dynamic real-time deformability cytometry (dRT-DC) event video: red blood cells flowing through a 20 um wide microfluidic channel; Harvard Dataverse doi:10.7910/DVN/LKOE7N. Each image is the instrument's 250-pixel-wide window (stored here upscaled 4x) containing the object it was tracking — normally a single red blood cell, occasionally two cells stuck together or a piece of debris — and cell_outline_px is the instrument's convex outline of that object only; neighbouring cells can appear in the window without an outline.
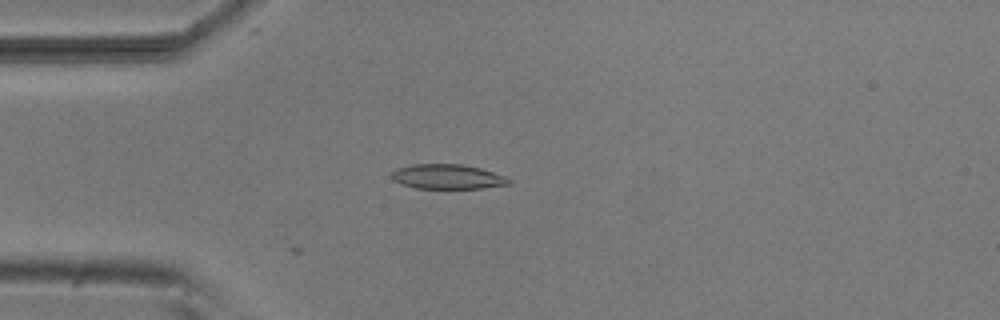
{"species": "common noctule bat (a hibernating species)", "species_latin": "Nyctalus noctula", "temperature_condition": "room temperature", "stored_images_in_passage": 12, "camera_frame_rate_fps": 3000, "um_per_image_px": 0.085, "animal": {"sex": "male", "body_mass_g": 20.5, "forearm_length_mm": 52.5}, "frame": {"image": 1, "passage_image": 12, "time_ms": 3.667, "image_size_px": [1000, 320], "cell_outline_px": [[512, 184], [480, 188], [416, 188], [400, 184], [392, 180], [392, 172], [396, 168], [412, 164], [460, 164], [480, 168], [504, 176], [512, 180]], "centroid_in_image_um": [38.01, 15.02], "position_along_channel_um": 47.0, "area_um2": 16.88}}